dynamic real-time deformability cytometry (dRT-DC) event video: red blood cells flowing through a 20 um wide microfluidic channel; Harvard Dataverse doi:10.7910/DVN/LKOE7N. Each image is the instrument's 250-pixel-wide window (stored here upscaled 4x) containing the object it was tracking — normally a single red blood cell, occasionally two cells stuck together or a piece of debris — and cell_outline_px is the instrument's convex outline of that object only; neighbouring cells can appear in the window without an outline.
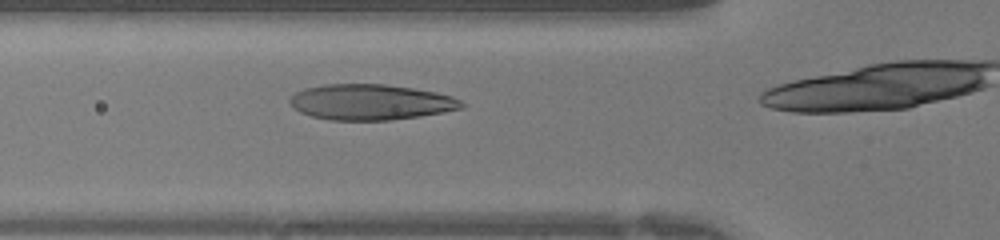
{"species": "human", "species_latin": "Homo sapiens", "temperature_condition": "warm", "stored_images_in_passage": 26, "camera_frame_rate_fps": 3000, "um_per_image_px": 0.085, "donor": {"sex": "female"}, "frame": {"image": 1, "passage_image": 7, "time_ms": 2.0, "image_size_px": [1000, 240], "cell_outline_px": [[464, 108], [444, 112], [420, 116], [388, 120], [328, 120], [312, 116], [300, 112], [292, 108], [288, 100], [296, 92], [304, 88], [324, 84], [384, 84], [412, 88], [436, 92], [452, 96], [460, 100], [464, 104]], "centroid_in_image_um": [31.49, 8.68], "position_along_channel_um": 94.3, "area_um2": 35.78}}
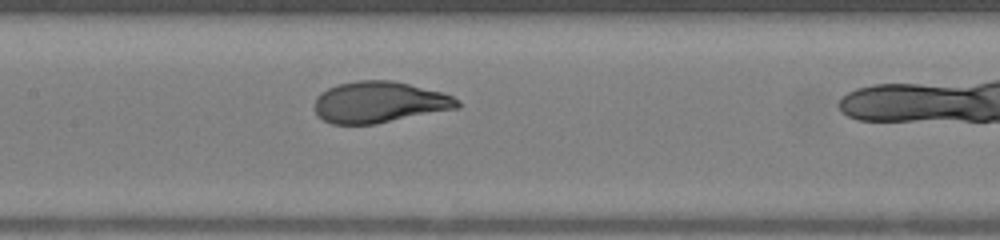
{"frame": {"image": 2, "passage_image": 12, "time_ms": 3.667, "image_size_px": [1000, 240], "cell_outline_px": [[460, 108], [376, 124], [332, 124], [324, 120], [316, 112], [312, 104], [316, 96], [320, 92], [328, 88], [340, 84], [360, 80], [392, 80], [440, 92], [452, 96], [460, 100]], "centroid_in_image_um": [32.23, 8.69], "position_along_channel_um": 175.2, "area_um2": 34.45}}
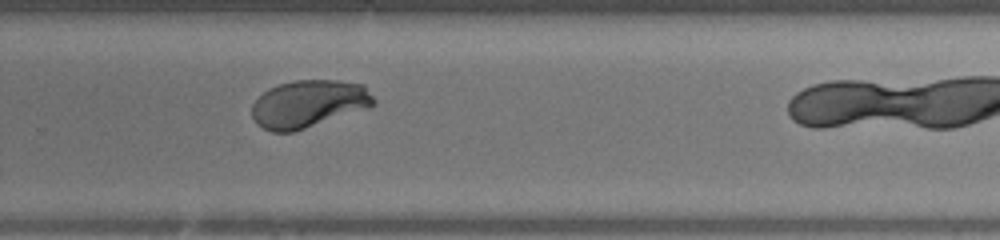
{"frame": {"image": 3, "passage_image": 20, "time_ms": 6.333, "image_size_px": [1000, 240], "cell_outline_px": [[376, 104], [368, 108], [292, 132], [272, 132], [256, 124], [252, 116], [252, 104], [268, 88], [280, 84], [296, 80], [336, 80], [364, 84], [376, 100]], "centroid_in_image_um": [26.24, 8.82], "position_along_channel_um": 303.6, "area_um2": 33.64}}